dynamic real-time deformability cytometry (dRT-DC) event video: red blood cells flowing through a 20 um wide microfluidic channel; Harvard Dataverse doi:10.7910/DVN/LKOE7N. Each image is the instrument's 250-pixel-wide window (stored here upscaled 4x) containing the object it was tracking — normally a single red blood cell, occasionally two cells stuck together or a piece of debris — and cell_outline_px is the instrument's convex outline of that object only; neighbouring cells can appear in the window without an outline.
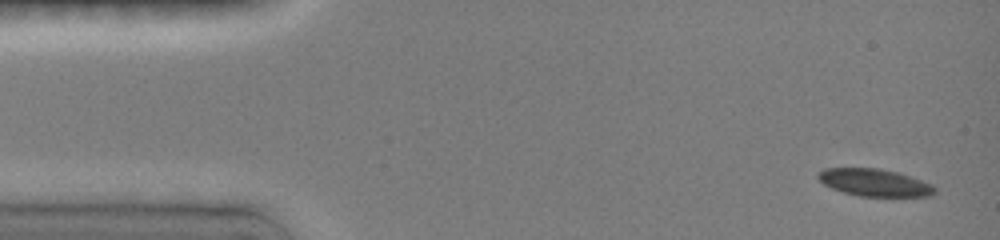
{"species": "common noctule bat (a hibernating species)", "species_latin": "Nyctalus noctula", "temperature_condition": "room temperature", "stored_images_in_passage": 5, "camera_frame_rate_fps": 3000, "um_per_image_px": 0.085, "animal": {"sex": "female", "body_mass_g": 19.0, "forearm_length_mm": 51.5}, "frame": {"image": 1, "passage_image": 1, "time_ms": 0.0, "image_size_px": [1000, 240], "cell_outline_px": [[936, 192], [932, 196], [860, 196], [844, 192], [832, 188], [824, 184], [816, 176], [824, 168], [880, 168], [896, 172], [932, 184], [936, 188]], "centroid_in_image_um": [74.34, 15.52], "position_along_channel_um": 10.7, "area_um2": 18.38}}
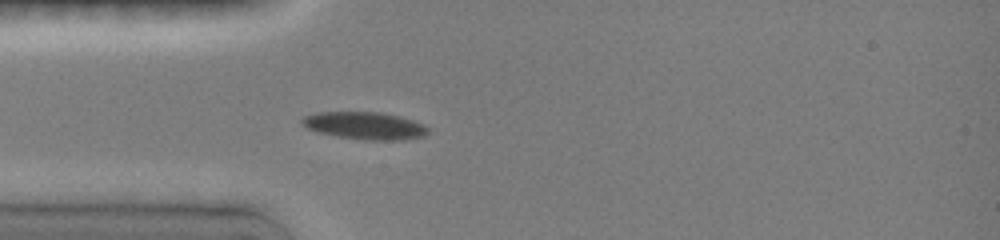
{"frame": {"image": 2, "passage_image": 5, "time_ms": 3.667, "image_size_px": [1000, 240], "cell_outline_px": [[428, 132], [424, 136], [404, 140], [364, 140], [336, 136], [316, 132], [300, 124], [300, 116], [316, 112], [380, 112], [400, 116], [424, 124], [428, 128]], "centroid_in_image_um": [30.96, 10.68], "position_along_channel_um": 54.0, "area_um2": 20.46}}